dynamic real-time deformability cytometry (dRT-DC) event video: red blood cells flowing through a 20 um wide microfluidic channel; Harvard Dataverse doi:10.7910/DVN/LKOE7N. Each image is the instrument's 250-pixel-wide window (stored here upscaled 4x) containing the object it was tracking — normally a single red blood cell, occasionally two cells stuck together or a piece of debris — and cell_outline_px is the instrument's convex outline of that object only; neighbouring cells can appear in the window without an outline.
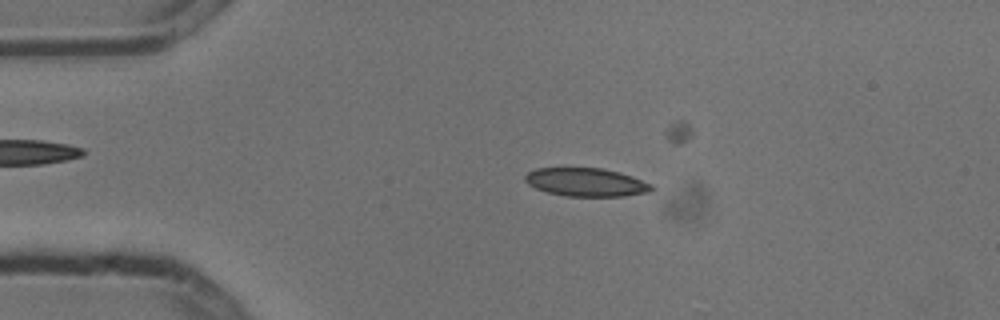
{"species": "common noctule bat (a hibernating species)", "species_latin": "Nyctalus noctula", "temperature_condition": "cold", "stored_images_in_passage": 5, "camera_frame_rate_fps": 3000, "um_per_image_px": 0.085, "animal": {"sex": "male", "body_mass_g": 13.3}, "frame": {"image": 1, "passage_image": 3, "time_ms": 0.667, "image_size_px": [1000, 320], "cell_outline_px": [[652, 188], [648, 192], [624, 196], [564, 196], [548, 192], [536, 188], [528, 184], [524, 180], [524, 176], [528, 172], [536, 168], [600, 168], [620, 172], [632, 176], [652, 184]], "centroid_in_image_um": [49.8, 15.48], "position_along_channel_um": 35.2, "area_um2": 20.81}}